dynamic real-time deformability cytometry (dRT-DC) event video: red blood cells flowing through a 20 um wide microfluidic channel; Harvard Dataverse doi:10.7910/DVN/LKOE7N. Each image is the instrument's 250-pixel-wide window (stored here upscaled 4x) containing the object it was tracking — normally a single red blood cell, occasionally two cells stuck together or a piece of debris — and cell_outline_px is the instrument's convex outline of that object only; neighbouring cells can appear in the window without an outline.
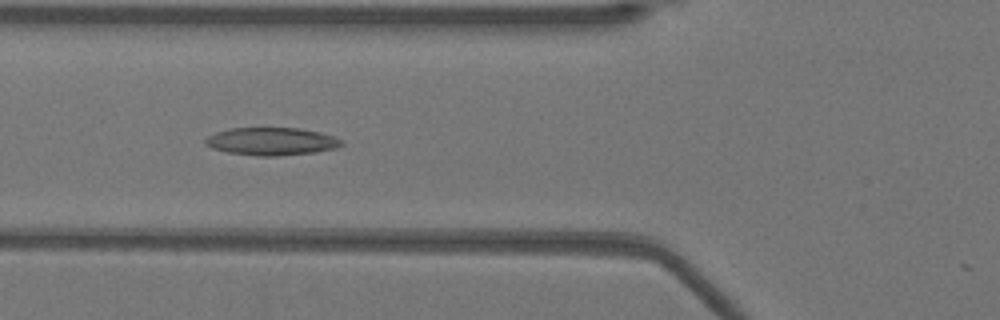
{"species": "Egyptian fruit bat (a non-hibernating species)", "species_latin": "Rousettus aegyptiacus", "temperature_condition": "warm", "stored_images_in_passage": 51, "camera_frame_rate_fps": 3000, "um_per_image_px": 0.085, "animal": {"sex": "female"}, "frame": {"image": 1, "passage_image": 19, "time_ms": 6.0, "image_size_px": [1000, 320], "cell_outline_px": [[344, 144], [336, 148], [316, 152], [276, 156], [256, 156], [228, 152], [212, 148], [204, 144], [204, 140], [208, 136], [216, 132], [232, 128], [300, 128], [320, 132], [344, 140]], "centroid_in_image_um": [23.09, 12.02], "position_along_channel_um": 102.7, "area_um2": 22.08}}
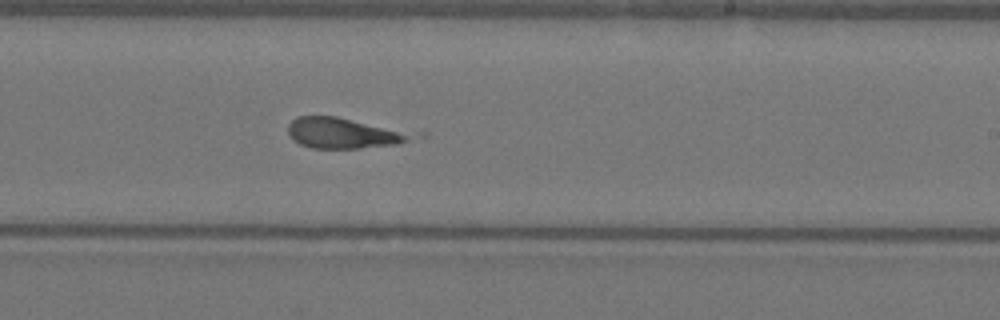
{"frame": {"image": 2, "passage_image": 31, "time_ms": 10.0, "image_size_px": [1000, 320], "cell_outline_px": [[428, 136], [400, 144], [360, 148], [312, 148], [300, 144], [292, 140], [288, 132], [288, 124], [296, 116], [336, 116], [428, 132]], "centroid_in_image_um": [29.54, 11.3], "position_along_channel_um": 259.5, "area_um2": 23.76}}
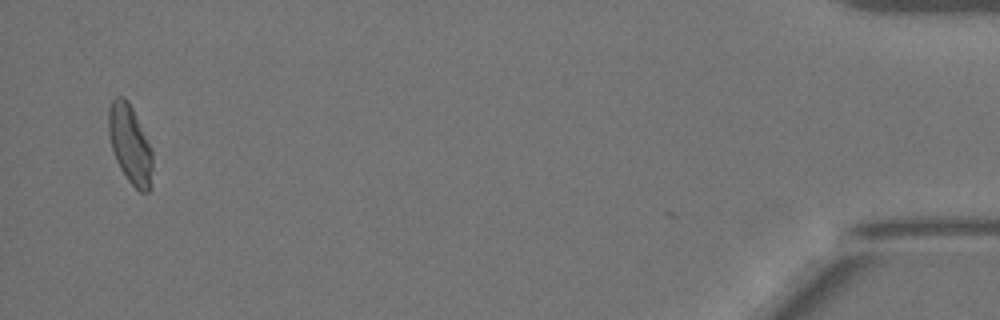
{"frame": {"image": 3, "passage_image": 50, "time_ms": 16.333, "image_size_px": [1000, 320], "cell_outline_px": [[152, 168], [148, 192], [140, 192], [128, 180], [120, 168], [116, 160], [112, 148], [108, 132], [108, 108], [112, 100], [116, 96], [124, 96], [128, 100], [152, 148]], "centroid_in_image_um": [11.04, 12.22], "position_along_channel_um": 424.2, "area_um2": 20.0}, "authors_computed_cell_mechanics": {"area_um2": 21.386, "velocity_mm_per_s": 3.9447, "shape_relaxation_time_tau1_ms": null, "shape_relaxation_time_tau2_ms": 1.713, "deformation_change_tau1": null, "deformation_change_tau2": 0.1025}}